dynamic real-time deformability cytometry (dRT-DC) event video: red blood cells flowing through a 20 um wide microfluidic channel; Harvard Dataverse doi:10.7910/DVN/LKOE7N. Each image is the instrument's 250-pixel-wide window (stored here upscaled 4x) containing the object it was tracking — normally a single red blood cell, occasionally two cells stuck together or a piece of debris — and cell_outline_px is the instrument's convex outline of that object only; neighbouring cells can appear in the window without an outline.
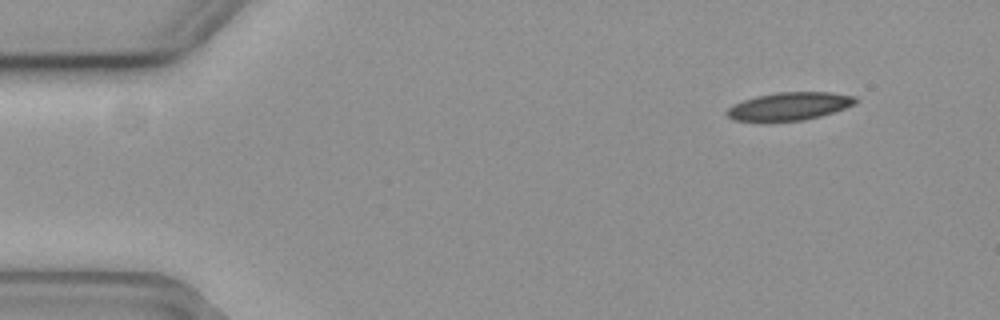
{"species": "common noctule bat (a hibernating species)", "species_latin": "Nyctalus noctula", "temperature_condition": "cold", "stored_images_in_passage": 51, "camera_frame_rate_fps": 3000, "um_per_image_px": 0.085, "animal": {"sex": "female", "body_mass_g": 19.3, "forearm_length_mm": 54.1}, "frame": {"image": 1, "passage_image": 1, "time_ms": 0.0, "image_size_px": [1000, 320], "cell_outline_px": [[860, 100], [856, 104], [820, 116], [804, 120], [736, 120], [728, 116], [724, 112], [732, 104], [756, 96], [776, 92], [832, 92], [856, 96]], "centroid_in_image_um": [67.14, 9.0], "position_along_channel_um": 17.9, "area_um2": 20.75}}
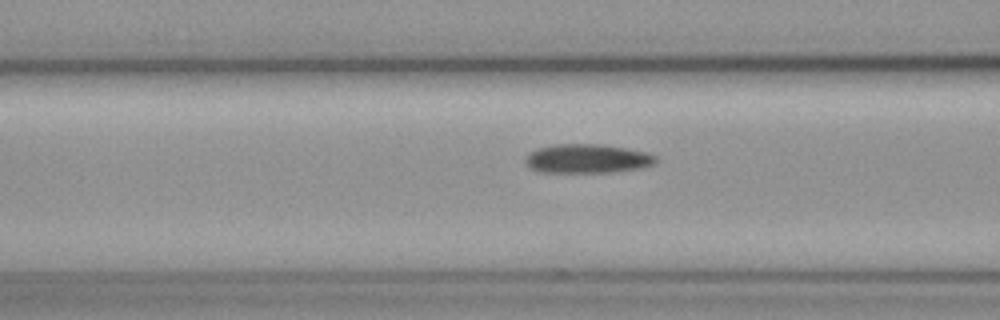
{"frame": {"image": 2, "passage_image": 17, "time_ms": 5.333, "image_size_px": [1000, 320], "cell_outline_px": [[656, 164], [644, 168], [612, 172], [540, 172], [524, 164], [524, 160], [536, 148], [552, 144], [600, 144], [628, 148], [648, 152], [656, 156]], "centroid_in_image_um": [49.96, 13.48], "position_along_channel_um": 116.6, "area_um2": 22.31}}
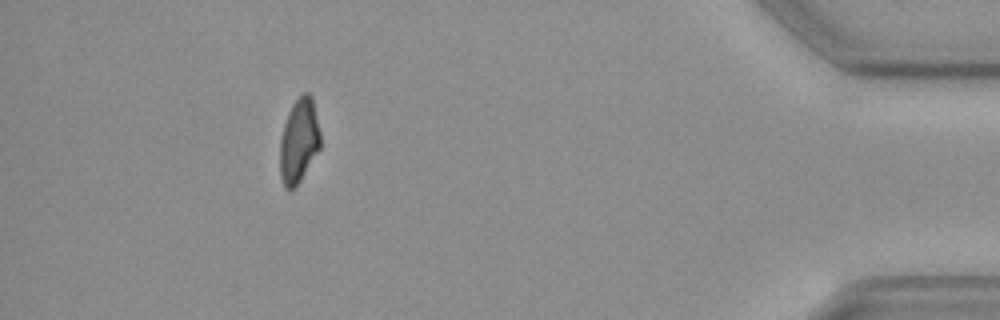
{"frame": {"image": 3, "passage_image": 46, "time_ms": 15.0, "image_size_px": [1000, 320], "cell_outline_px": [[320, 148], [300, 180], [292, 188], [284, 188], [280, 176], [280, 140], [284, 124], [288, 112], [292, 104], [304, 92], [308, 92], [312, 96], [320, 132]], "centroid_in_image_um": [25.4, 11.94], "position_along_channel_um": 409.8, "area_um2": 19.65}}